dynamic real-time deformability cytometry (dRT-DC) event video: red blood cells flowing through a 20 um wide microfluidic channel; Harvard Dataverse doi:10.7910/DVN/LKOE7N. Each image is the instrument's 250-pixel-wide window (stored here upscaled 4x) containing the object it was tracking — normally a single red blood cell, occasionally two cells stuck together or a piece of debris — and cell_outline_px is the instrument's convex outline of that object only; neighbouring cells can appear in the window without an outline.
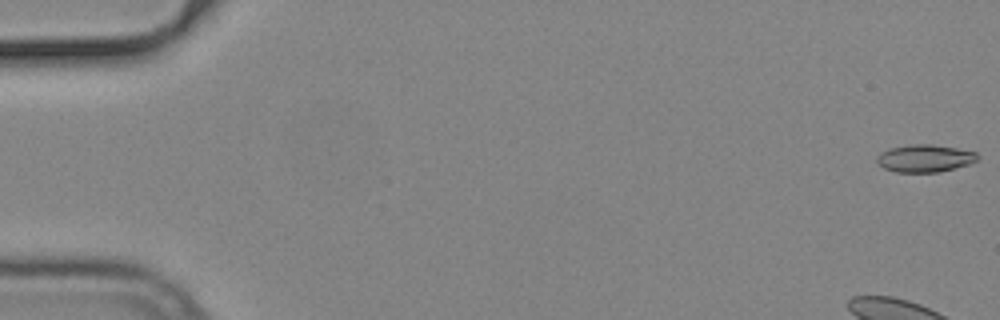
{"species": "common noctule bat (a hibernating species)", "species_latin": "Nyctalus noctula", "temperature_condition": "cold", "stored_images_in_passage": 24, "camera_frame_rate_fps": 3000, "um_per_image_px": 0.085, "animal": {"sex": "male", "body_mass_g": 19.2, "forearm_length_mm": 51.8}, "frame": {"image": 1, "passage_image": 1, "time_ms": 0.0, "image_size_px": [1000, 320], "cell_outline_px": [[980, 156], [976, 160], [968, 164], [940, 172], [896, 172], [884, 168], [876, 160], [876, 156], [880, 152], [888, 148], [912, 144], [932, 144], [956, 148], [976, 152]], "centroid_in_image_um": [78.59, 13.45], "position_along_channel_um": 6.4, "area_um2": 16.13}}